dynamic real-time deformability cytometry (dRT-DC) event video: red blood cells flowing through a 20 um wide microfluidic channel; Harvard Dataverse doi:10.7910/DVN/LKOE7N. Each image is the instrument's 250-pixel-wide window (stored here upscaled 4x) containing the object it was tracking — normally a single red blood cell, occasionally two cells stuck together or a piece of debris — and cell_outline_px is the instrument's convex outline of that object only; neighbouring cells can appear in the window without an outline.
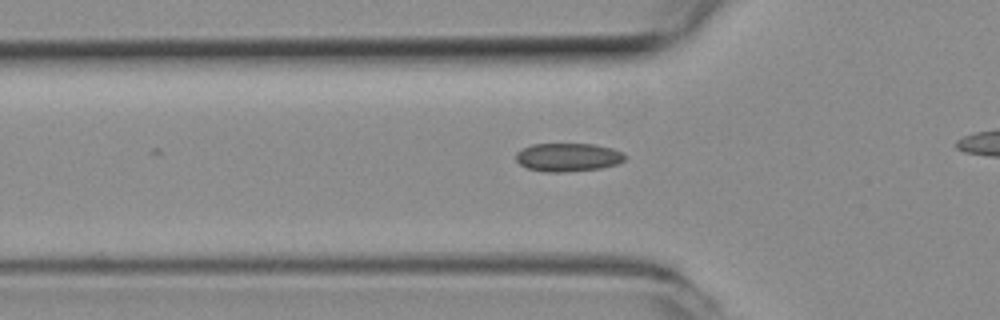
{"species": "common noctule bat (a hibernating species)", "species_latin": "Nyctalus noctula", "temperature_condition": "room temperature", "stored_images_in_passage": 35, "camera_frame_rate_fps": 3000, "um_per_image_px": 0.085, "animal": {"sex": "female", "body_mass_g": 19.3, "forearm_length_mm": 54.1}, "frame": {"image": 1, "passage_image": 17, "time_ms": 5.333, "image_size_px": [1000, 320], "cell_outline_px": [[624, 160], [616, 164], [600, 168], [564, 172], [544, 172], [528, 168], [520, 164], [516, 160], [516, 152], [532, 144], [592, 144], [612, 148], [624, 152]], "centroid_in_image_um": [48.27, 13.36], "position_along_channel_um": 77.5, "area_um2": 17.92}}
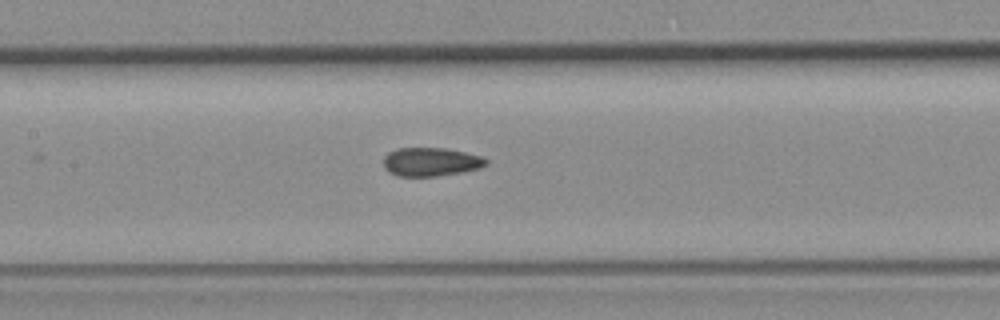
{"frame": {"image": 2, "passage_image": 24, "time_ms": 7.667, "image_size_px": [1000, 320], "cell_outline_px": [[488, 164], [480, 168], [464, 172], [436, 176], [396, 176], [388, 172], [384, 168], [384, 156], [388, 152], [396, 148], [444, 148], [464, 152], [480, 156], [488, 160]], "centroid_in_image_um": [36.6, 13.76], "position_along_channel_um": 170.8, "area_um2": 17.22}}
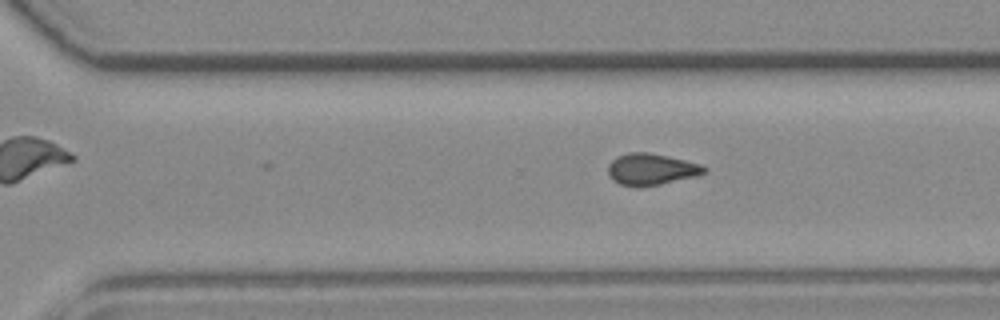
{"frame": {"image": 3, "passage_image": 35, "time_ms": 11.333, "image_size_px": [1000, 320], "cell_outline_px": [[708, 168], [704, 172], [696, 176], [660, 184], [620, 184], [612, 180], [608, 172], [608, 164], [612, 160], [628, 152], [648, 152], [684, 160], [700, 164]], "centroid_in_image_um": [55.36, 14.35], "position_along_channel_um": 315.2, "area_um2": 16.99}}